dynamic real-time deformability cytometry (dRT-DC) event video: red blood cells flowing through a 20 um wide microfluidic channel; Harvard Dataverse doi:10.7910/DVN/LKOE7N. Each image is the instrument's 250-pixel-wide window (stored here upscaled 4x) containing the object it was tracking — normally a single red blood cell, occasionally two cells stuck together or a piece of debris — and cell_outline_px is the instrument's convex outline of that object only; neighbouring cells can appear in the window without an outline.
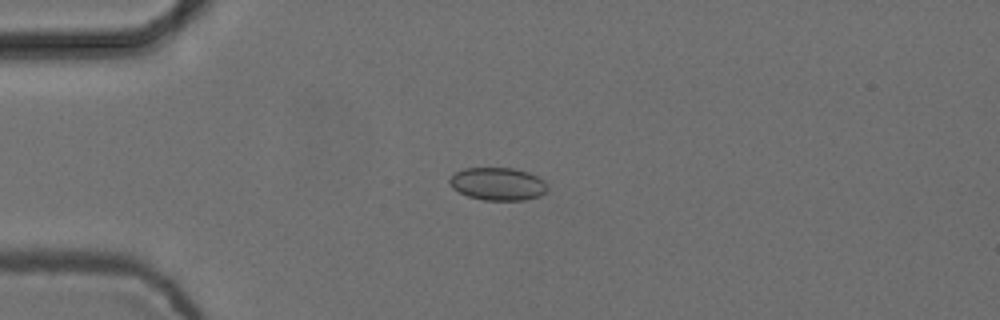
{"species": "common noctule bat (a hibernating species)", "species_latin": "Nyctalus noctula", "temperature_condition": "cold", "stored_images_in_passage": 8, "camera_frame_rate_fps": 3000, "um_per_image_px": 0.085, "animal": {"sex": "female", "body_mass_g": 24.6, "forearm_length_mm": 56.2}, "frame": {"image": 1, "passage_image": 4, "time_ms": 1.0, "image_size_px": [1000, 320], "cell_outline_px": [[548, 188], [544, 192], [536, 196], [524, 200], [484, 200], [468, 196], [452, 188], [448, 180], [456, 172], [464, 168], [512, 168], [528, 172], [544, 180], [548, 184]], "centroid_in_image_um": [42.3, 15.63], "position_along_channel_um": 42.7, "area_um2": 18.55}}
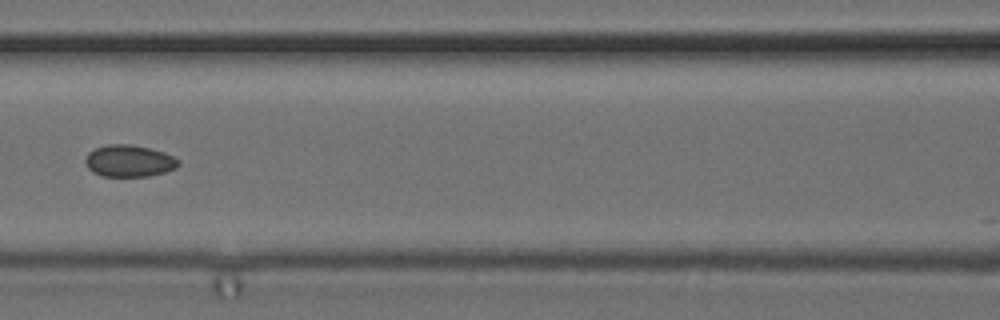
{"frame": {"image": 2, "passage_image": 7, "time_ms": 2.0, "image_size_px": [1000, 320], "cell_outline_px": [[180, 164], [176, 168], [164, 172], [148, 176], [104, 176], [92, 172], [88, 168], [84, 160], [88, 152], [96, 148], [108, 144], [132, 144], [164, 152], [180, 160]], "centroid_in_image_um": [10.97, 13.67], "position_along_channel_um": 155.6, "area_um2": 17.28}}
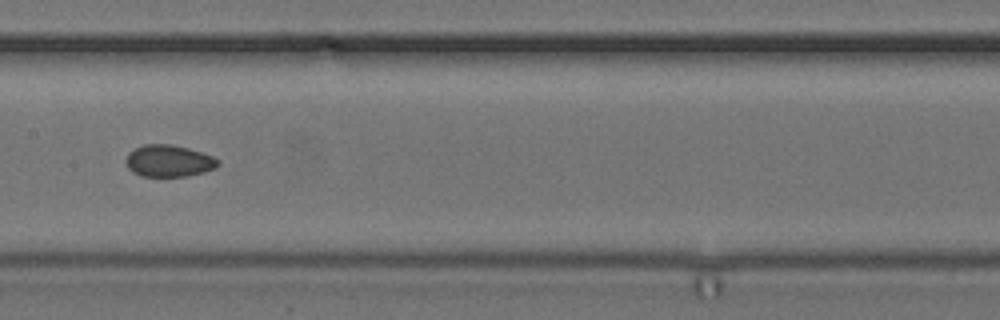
{"frame": {"image": 3, "passage_image": 8, "time_ms": 2.333, "image_size_px": [1000, 320], "cell_outline_px": [[220, 164], [216, 168], [204, 172], [188, 176], [140, 176], [132, 172], [128, 168], [124, 160], [128, 152], [144, 144], [172, 144], [188, 148], [212, 156], [220, 160]], "centroid_in_image_um": [14.34, 13.68], "position_along_channel_um": 193.1, "area_um2": 17.28}}